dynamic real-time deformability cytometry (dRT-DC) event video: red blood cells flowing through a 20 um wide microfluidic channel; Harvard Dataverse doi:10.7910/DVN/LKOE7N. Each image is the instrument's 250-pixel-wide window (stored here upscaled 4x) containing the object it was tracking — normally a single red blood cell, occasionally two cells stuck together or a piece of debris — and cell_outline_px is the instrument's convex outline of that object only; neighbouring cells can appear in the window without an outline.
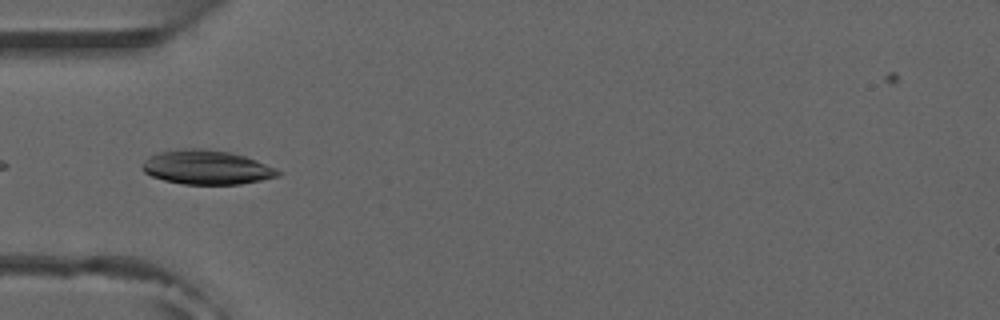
{"species": "common noctule bat (a hibernating species)", "species_latin": "Nyctalus noctula", "temperature_condition": "room temperature", "stored_images_in_passage": 17, "camera_frame_rate_fps": 3000, "um_per_image_px": 0.085, "animal": {"sex": "male", "forearm_length_mm": 52.5}, "frame": {"image": 1, "passage_image": 15, "time_ms": 4.667, "image_size_px": [1000, 320], "cell_outline_px": [[284, 172], [280, 176], [240, 184], [184, 184], [164, 180], [152, 176], [144, 172], [140, 168], [144, 160], [160, 152], [180, 148], [200, 148], [228, 152], [244, 156], [256, 160], [276, 168]], "centroid_in_image_um": [17.57, 14.22], "position_along_channel_um": 67.4, "area_um2": 26.99}}